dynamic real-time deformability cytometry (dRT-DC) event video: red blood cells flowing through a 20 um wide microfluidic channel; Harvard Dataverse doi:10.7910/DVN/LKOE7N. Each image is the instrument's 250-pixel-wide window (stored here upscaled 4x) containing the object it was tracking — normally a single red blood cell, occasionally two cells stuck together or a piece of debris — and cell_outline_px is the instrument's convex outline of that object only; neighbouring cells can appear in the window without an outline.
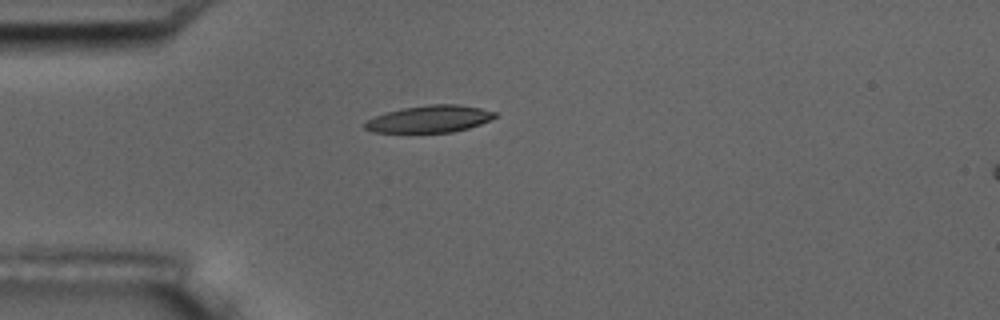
{"species": "common noctule bat (a hibernating species)", "species_latin": "Nyctalus noctula", "temperature_condition": "room temperature", "stored_images_in_passage": 3, "camera_frame_rate_fps": 3000, "um_per_image_px": 0.085, "animal": {"sex": "male", "body_mass_g": 17.5, "forearm_length_mm": 52.3}, "frame": {"image": 1, "passage_image": 1, "time_ms": 0.0, "image_size_px": [1000, 320], "cell_outline_px": [[496, 116], [480, 124], [468, 128], [452, 132], [372, 132], [364, 128], [364, 124], [368, 120], [376, 116], [388, 112], [404, 108], [428, 104], [460, 104], [480, 108], [496, 112]], "centroid_in_image_um": [36.53, 10.11], "position_along_channel_um": 48.5, "area_um2": 20.23}}